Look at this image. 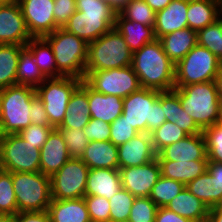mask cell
<instances>
[{
	"instance_id": "1",
	"label": "cell",
	"mask_w": 222,
	"mask_h": 222,
	"mask_svg": "<svg viewBox=\"0 0 222 222\" xmlns=\"http://www.w3.org/2000/svg\"><path fill=\"white\" fill-rule=\"evenodd\" d=\"M140 86L158 91H170L175 86V64L166 55L159 39L135 51L131 64Z\"/></svg>"
},
{
	"instance_id": "2",
	"label": "cell",
	"mask_w": 222,
	"mask_h": 222,
	"mask_svg": "<svg viewBox=\"0 0 222 222\" xmlns=\"http://www.w3.org/2000/svg\"><path fill=\"white\" fill-rule=\"evenodd\" d=\"M76 7L63 29L87 43L108 33L115 25L117 12L103 0H76Z\"/></svg>"
},
{
	"instance_id": "3",
	"label": "cell",
	"mask_w": 222,
	"mask_h": 222,
	"mask_svg": "<svg viewBox=\"0 0 222 222\" xmlns=\"http://www.w3.org/2000/svg\"><path fill=\"white\" fill-rule=\"evenodd\" d=\"M122 115L138 133H151L167 120L162 109V92L140 87L123 98Z\"/></svg>"
},
{
	"instance_id": "4",
	"label": "cell",
	"mask_w": 222,
	"mask_h": 222,
	"mask_svg": "<svg viewBox=\"0 0 222 222\" xmlns=\"http://www.w3.org/2000/svg\"><path fill=\"white\" fill-rule=\"evenodd\" d=\"M184 111L203 131L215 124L222 103L215 81L174 86Z\"/></svg>"
},
{
	"instance_id": "5",
	"label": "cell",
	"mask_w": 222,
	"mask_h": 222,
	"mask_svg": "<svg viewBox=\"0 0 222 222\" xmlns=\"http://www.w3.org/2000/svg\"><path fill=\"white\" fill-rule=\"evenodd\" d=\"M51 46L58 69V77L85 78L88 43L63 28L43 37Z\"/></svg>"
},
{
	"instance_id": "6",
	"label": "cell",
	"mask_w": 222,
	"mask_h": 222,
	"mask_svg": "<svg viewBox=\"0 0 222 222\" xmlns=\"http://www.w3.org/2000/svg\"><path fill=\"white\" fill-rule=\"evenodd\" d=\"M133 53L123 36L113 27L88 43L85 76L92 71L124 68L132 64Z\"/></svg>"
},
{
	"instance_id": "7",
	"label": "cell",
	"mask_w": 222,
	"mask_h": 222,
	"mask_svg": "<svg viewBox=\"0 0 222 222\" xmlns=\"http://www.w3.org/2000/svg\"><path fill=\"white\" fill-rule=\"evenodd\" d=\"M36 89L14 85L0 89V135L18 134L31 125L30 108Z\"/></svg>"
},
{
	"instance_id": "8",
	"label": "cell",
	"mask_w": 222,
	"mask_h": 222,
	"mask_svg": "<svg viewBox=\"0 0 222 222\" xmlns=\"http://www.w3.org/2000/svg\"><path fill=\"white\" fill-rule=\"evenodd\" d=\"M18 212L46 211L52 201L50 177L41 172H12Z\"/></svg>"
},
{
	"instance_id": "9",
	"label": "cell",
	"mask_w": 222,
	"mask_h": 222,
	"mask_svg": "<svg viewBox=\"0 0 222 222\" xmlns=\"http://www.w3.org/2000/svg\"><path fill=\"white\" fill-rule=\"evenodd\" d=\"M221 63L207 48L197 44L175 65V86L215 81Z\"/></svg>"
},
{
	"instance_id": "10",
	"label": "cell",
	"mask_w": 222,
	"mask_h": 222,
	"mask_svg": "<svg viewBox=\"0 0 222 222\" xmlns=\"http://www.w3.org/2000/svg\"><path fill=\"white\" fill-rule=\"evenodd\" d=\"M81 82L75 77H51L36 88V94L42 100L53 128L57 129L61 125L70 97Z\"/></svg>"
},
{
	"instance_id": "11",
	"label": "cell",
	"mask_w": 222,
	"mask_h": 222,
	"mask_svg": "<svg viewBox=\"0 0 222 222\" xmlns=\"http://www.w3.org/2000/svg\"><path fill=\"white\" fill-rule=\"evenodd\" d=\"M3 170L8 172H40V149L19 134L0 136Z\"/></svg>"
},
{
	"instance_id": "12",
	"label": "cell",
	"mask_w": 222,
	"mask_h": 222,
	"mask_svg": "<svg viewBox=\"0 0 222 222\" xmlns=\"http://www.w3.org/2000/svg\"><path fill=\"white\" fill-rule=\"evenodd\" d=\"M89 167L80 159L71 157L50 177L52 199L69 200L85 196Z\"/></svg>"
},
{
	"instance_id": "13",
	"label": "cell",
	"mask_w": 222,
	"mask_h": 222,
	"mask_svg": "<svg viewBox=\"0 0 222 222\" xmlns=\"http://www.w3.org/2000/svg\"><path fill=\"white\" fill-rule=\"evenodd\" d=\"M84 81L95 91L104 95L126 98L141 86L132 66L89 72Z\"/></svg>"
},
{
	"instance_id": "14",
	"label": "cell",
	"mask_w": 222,
	"mask_h": 222,
	"mask_svg": "<svg viewBox=\"0 0 222 222\" xmlns=\"http://www.w3.org/2000/svg\"><path fill=\"white\" fill-rule=\"evenodd\" d=\"M22 15L32 38H43L57 28L54 18V0H18Z\"/></svg>"
},
{
	"instance_id": "15",
	"label": "cell",
	"mask_w": 222,
	"mask_h": 222,
	"mask_svg": "<svg viewBox=\"0 0 222 222\" xmlns=\"http://www.w3.org/2000/svg\"><path fill=\"white\" fill-rule=\"evenodd\" d=\"M32 39L17 1L0 3V44L26 46Z\"/></svg>"
},
{
	"instance_id": "16",
	"label": "cell",
	"mask_w": 222,
	"mask_h": 222,
	"mask_svg": "<svg viewBox=\"0 0 222 222\" xmlns=\"http://www.w3.org/2000/svg\"><path fill=\"white\" fill-rule=\"evenodd\" d=\"M122 188L135 197H149L152 187L161 176L158 159L141 166L119 168Z\"/></svg>"
},
{
	"instance_id": "17",
	"label": "cell",
	"mask_w": 222,
	"mask_h": 222,
	"mask_svg": "<svg viewBox=\"0 0 222 222\" xmlns=\"http://www.w3.org/2000/svg\"><path fill=\"white\" fill-rule=\"evenodd\" d=\"M117 149L119 168L141 166L157 158L149 133H138Z\"/></svg>"
},
{
	"instance_id": "18",
	"label": "cell",
	"mask_w": 222,
	"mask_h": 222,
	"mask_svg": "<svg viewBox=\"0 0 222 222\" xmlns=\"http://www.w3.org/2000/svg\"><path fill=\"white\" fill-rule=\"evenodd\" d=\"M158 160L191 161L208 160L203 133L187 135L157 153Z\"/></svg>"
},
{
	"instance_id": "19",
	"label": "cell",
	"mask_w": 222,
	"mask_h": 222,
	"mask_svg": "<svg viewBox=\"0 0 222 222\" xmlns=\"http://www.w3.org/2000/svg\"><path fill=\"white\" fill-rule=\"evenodd\" d=\"M71 158L65 140L58 129H53L40 148V172L51 177Z\"/></svg>"
},
{
	"instance_id": "20",
	"label": "cell",
	"mask_w": 222,
	"mask_h": 222,
	"mask_svg": "<svg viewBox=\"0 0 222 222\" xmlns=\"http://www.w3.org/2000/svg\"><path fill=\"white\" fill-rule=\"evenodd\" d=\"M188 0H172L161 11L156 12L154 31L157 39L188 27Z\"/></svg>"
},
{
	"instance_id": "21",
	"label": "cell",
	"mask_w": 222,
	"mask_h": 222,
	"mask_svg": "<svg viewBox=\"0 0 222 222\" xmlns=\"http://www.w3.org/2000/svg\"><path fill=\"white\" fill-rule=\"evenodd\" d=\"M90 120L87 83L82 80L70 97L64 120L57 129H83Z\"/></svg>"
},
{
	"instance_id": "22",
	"label": "cell",
	"mask_w": 222,
	"mask_h": 222,
	"mask_svg": "<svg viewBox=\"0 0 222 222\" xmlns=\"http://www.w3.org/2000/svg\"><path fill=\"white\" fill-rule=\"evenodd\" d=\"M121 188L119 169H89L85 195L102 196L109 200Z\"/></svg>"
},
{
	"instance_id": "23",
	"label": "cell",
	"mask_w": 222,
	"mask_h": 222,
	"mask_svg": "<svg viewBox=\"0 0 222 222\" xmlns=\"http://www.w3.org/2000/svg\"><path fill=\"white\" fill-rule=\"evenodd\" d=\"M90 118L112 123L123 111V98L115 95H104L87 84Z\"/></svg>"
},
{
	"instance_id": "24",
	"label": "cell",
	"mask_w": 222,
	"mask_h": 222,
	"mask_svg": "<svg viewBox=\"0 0 222 222\" xmlns=\"http://www.w3.org/2000/svg\"><path fill=\"white\" fill-rule=\"evenodd\" d=\"M114 28L123 36L132 53L157 39L154 27L125 19L119 12L115 16Z\"/></svg>"
},
{
	"instance_id": "25",
	"label": "cell",
	"mask_w": 222,
	"mask_h": 222,
	"mask_svg": "<svg viewBox=\"0 0 222 222\" xmlns=\"http://www.w3.org/2000/svg\"><path fill=\"white\" fill-rule=\"evenodd\" d=\"M80 159L89 169H119L118 149L111 141H91Z\"/></svg>"
},
{
	"instance_id": "26",
	"label": "cell",
	"mask_w": 222,
	"mask_h": 222,
	"mask_svg": "<svg viewBox=\"0 0 222 222\" xmlns=\"http://www.w3.org/2000/svg\"><path fill=\"white\" fill-rule=\"evenodd\" d=\"M50 222H91L84 197L78 199H52L48 206Z\"/></svg>"
},
{
	"instance_id": "27",
	"label": "cell",
	"mask_w": 222,
	"mask_h": 222,
	"mask_svg": "<svg viewBox=\"0 0 222 222\" xmlns=\"http://www.w3.org/2000/svg\"><path fill=\"white\" fill-rule=\"evenodd\" d=\"M165 207L193 222H206L209 214L208 206L192 194L186 187Z\"/></svg>"
},
{
	"instance_id": "28",
	"label": "cell",
	"mask_w": 222,
	"mask_h": 222,
	"mask_svg": "<svg viewBox=\"0 0 222 222\" xmlns=\"http://www.w3.org/2000/svg\"><path fill=\"white\" fill-rule=\"evenodd\" d=\"M159 40L164 52L175 65L198 44L197 32L189 27L166 34Z\"/></svg>"
},
{
	"instance_id": "29",
	"label": "cell",
	"mask_w": 222,
	"mask_h": 222,
	"mask_svg": "<svg viewBox=\"0 0 222 222\" xmlns=\"http://www.w3.org/2000/svg\"><path fill=\"white\" fill-rule=\"evenodd\" d=\"M161 175L183 183L185 186L207 170L208 160L170 161L158 160Z\"/></svg>"
},
{
	"instance_id": "30",
	"label": "cell",
	"mask_w": 222,
	"mask_h": 222,
	"mask_svg": "<svg viewBox=\"0 0 222 222\" xmlns=\"http://www.w3.org/2000/svg\"><path fill=\"white\" fill-rule=\"evenodd\" d=\"M220 18L219 0H188V27L196 32Z\"/></svg>"
},
{
	"instance_id": "31",
	"label": "cell",
	"mask_w": 222,
	"mask_h": 222,
	"mask_svg": "<svg viewBox=\"0 0 222 222\" xmlns=\"http://www.w3.org/2000/svg\"><path fill=\"white\" fill-rule=\"evenodd\" d=\"M185 187L205 203L209 209L222 204V189L216 178L210 175L207 170Z\"/></svg>"
},
{
	"instance_id": "32",
	"label": "cell",
	"mask_w": 222,
	"mask_h": 222,
	"mask_svg": "<svg viewBox=\"0 0 222 222\" xmlns=\"http://www.w3.org/2000/svg\"><path fill=\"white\" fill-rule=\"evenodd\" d=\"M25 46L0 44V89L16 85L19 54Z\"/></svg>"
},
{
	"instance_id": "33",
	"label": "cell",
	"mask_w": 222,
	"mask_h": 222,
	"mask_svg": "<svg viewBox=\"0 0 222 222\" xmlns=\"http://www.w3.org/2000/svg\"><path fill=\"white\" fill-rule=\"evenodd\" d=\"M25 47L32 53L36 65L46 78L58 77L54 53L44 38H32Z\"/></svg>"
},
{
	"instance_id": "34",
	"label": "cell",
	"mask_w": 222,
	"mask_h": 222,
	"mask_svg": "<svg viewBox=\"0 0 222 222\" xmlns=\"http://www.w3.org/2000/svg\"><path fill=\"white\" fill-rule=\"evenodd\" d=\"M45 79L46 77L36 65L32 53L24 47L19 54L16 85L30 86L36 89Z\"/></svg>"
},
{
	"instance_id": "35",
	"label": "cell",
	"mask_w": 222,
	"mask_h": 222,
	"mask_svg": "<svg viewBox=\"0 0 222 222\" xmlns=\"http://www.w3.org/2000/svg\"><path fill=\"white\" fill-rule=\"evenodd\" d=\"M222 17L197 32L198 45L207 48L222 62Z\"/></svg>"
},
{
	"instance_id": "36",
	"label": "cell",
	"mask_w": 222,
	"mask_h": 222,
	"mask_svg": "<svg viewBox=\"0 0 222 222\" xmlns=\"http://www.w3.org/2000/svg\"><path fill=\"white\" fill-rule=\"evenodd\" d=\"M183 188H185L183 183L161 175L157 183L152 187L149 198L158 207H165Z\"/></svg>"
},
{
	"instance_id": "37",
	"label": "cell",
	"mask_w": 222,
	"mask_h": 222,
	"mask_svg": "<svg viewBox=\"0 0 222 222\" xmlns=\"http://www.w3.org/2000/svg\"><path fill=\"white\" fill-rule=\"evenodd\" d=\"M125 19L154 27L156 12L145 0H129L119 12Z\"/></svg>"
},
{
	"instance_id": "38",
	"label": "cell",
	"mask_w": 222,
	"mask_h": 222,
	"mask_svg": "<svg viewBox=\"0 0 222 222\" xmlns=\"http://www.w3.org/2000/svg\"><path fill=\"white\" fill-rule=\"evenodd\" d=\"M150 135L154 150L158 153L164 147L185 138L188 134L175 123L166 121L159 128L152 131Z\"/></svg>"
},
{
	"instance_id": "39",
	"label": "cell",
	"mask_w": 222,
	"mask_h": 222,
	"mask_svg": "<svg viewBox=\"0 0 222 222\" xmlns=\"http://www.w3.org/2000/svg\"><path fill=\"white\" fill-rule=\"evenodd\" d=\"M18 212L13 188L12 172H0V214L15 215Z\"/></svg>"
},
{
	"instance_id": "40",
	"label": "cell",
	"mask_w": 222,
	"mask_h": 222,
	"mask_svg": "<svg viewBox=\"0 0 222 222\" xmlns=\"http://www.w3.org/2000/svg\"><path fill=\"white\" fill-rule=\"evenodd\" d=\"M135 198V196L123 188L114 194L109 199L110 222L127 220L129 218L130 210Z\"/></svg>"
},
{
	"instance_id": "41",
	"label": "cell",
	"mask_w": 222,
	"mask_h": 222,
	"mask_svg": "<svg viewBox=\"0 0 222 222\" xmlns=\"http://www.w3.org/2000/svg\"><path fill=\"white\" fill-rule=\"evenodd\" d=\"M208 161L222 163V126L215 123L202 131Z\"/></svg>"
},
{
	"instance_id": "42",
	"label": "cell",
	"mask_w": 222,
	"mask_h": 222,
	"mask_svg": "<svg viewBox=\"0 0 222 222\" xmlns=\"http://www.w3.org/2000/svg\"><path fill=\"white\" fill-rule=\"evenodd\" d=\"M158 208L149 197H136L128 220L131 222H154Z\"/></svg>"
},
{
	"instance_id": "43",
	"label": "cell",
	"mask_w": 222,
	"mask_h": 222,
	"mask_svg": "<svg viewBox=\"0 0 222 222\" xmlns=\"http://www.w3.org/2000/svg\"><path fill=\"white\" fill-rule=\"evenodd\" d=\"M67 146L71 157L80 158L87 147L89 141L83 129H58Z\"/></svg>"
},
{
	"instance_id": "44",
	"label": "cell",
	"mask_w": 222,
	"mask_h": 222,
	"mask_svg": "<svg viewBox=\"0 0 222 222\" xmlns=\"http://www.w3.org/2000/svg\"><path fill=\"white\" fill-rule=\"evenodd\" d=\"M91 222H110V202L102 196L85 195Z\"/></svg>"
},
{
	"instance_id": "45",
	"label": "cell",
	"mask_w": 222,
	"mask_h": 222,
	"mask_svg": "<svg viewBox=\"0 0 222 222\" xmlns=\"http://www.w3.org/2000/svg\"><path fill=\"white\" fill-rule=\"evenodd\" d=\"M137 134L138 132L131 126L123 115L119 116L110 124V141L116 146L128 142Z\"/></svg>"
},
{
	"instance_id": "46",
	"label": "cell",
	"mask_w": 222,
	"mask_h": 222,
	"mask_svg": "<svg viewBox=\"0 0 222 222\" xmlns=\"http://www.w3.org/2000/svg\"><path fill=\"white\" fill-rule=\"evenodd\" d=\"M54 128L52 126H39L31 124L18 134L36 148H41L47 140L48 135Z\"/></svg>"
},
{
	"instance_id": "47",
	"label": "cell",
	"mask_w": 222,
	"mask_h": 222,
	"mask_svg": "<svg viewBox=\"0 0 222 222\" xmlns=\"http://www.w3.org/2000/svg\"><path fill=\"white\" fill-rule=\"evenodd\" d=\"M89 142L110 141V123L90 118L89 123L83 128Z\"/></svg>"
},
{
	"instance_id": "48",
	"label": "cell",
	"mask_w": 222,
	"mask_h": 222,
	"mask_svg": "<svg viewBox=\"0 0 222 222\" xmlns=\"http://www.w3.org/2000/svg\"><path fill=\"white\" fill-rule=\"evenodd\" d=\"M162 109L166 120L178 126L179 96L174 90L162 91Z\"/></svg>"
},
{
	"instance_id": "49",
	"label": "cell",
	"mask_w": 222,
	"mask_h": 222,
	"mask_svg": "<svg viewBox=\"0 0 222 222\" xmlns=\"http://www.w3.org/2000/svg\"><path fill=\"white\" fill-rule=\"evenodd\" d=\"M76 11V0H54L53 13L55 23L60 28H63Z\"/></svg>"
},
{
	"instance_id": "50",
	"label": "cell",
	"mask_w": 222,
	"mask_h": 222,
	"mask_svg": "<svg viewBox=\"0 0 222 222\" xmlns=\"http://www.w3.org/2000/svg\"><path fill=\"white\" fill-rule=\"evenodd\" d=\"M29 111L31 114V124L39 126H51L48 115L44 108V104L42 100L37 96V94H35L32 99V105Z\"/></svg>"
},
{
	"instance_id": "51",
	"label": "cell",
	"mask_w": 222,
	"mask_h": 222,
	"mask_svg": "<svg viewBox=\"0 0 222 222\" xmlns=\"http://www.w3.org/2000/svg\"><path fill=\"white\" fill-rule=\"evenodd\" d=\"M178 126L188 135L200 134L202 130L197 126L195 121L184 111L179 99V116Z\"/></svg>"
},
{
	"instance_id": "52",
	"label": "cell",
	"mask_w": 222,
	"mask_h": 222,
	"mask_svg": "<svg viewBox=\"0 0 222 222\" xmlns=\"http://www.w3.org/2000/svg\"><path fill=\"white\" fill-rule=\"evenodd\" d=\"M14 222H50L48 211H23L14 215Z\"/></svg>"
},
{
	"instance_id": "53",
	"label": "cell",
	"mask_w": 222,
	"mask_h": 222,
	"mask_svg": "<svg viewBox=\"0 0 222 222\" xmlns=\"http://www.w3.org/2000/svg\"><path fill=\"white\" fill-rule=\"evenodd\" d=\"M154 222H193V221L184 218L173 211L168 210L166 207H159Z\"/></svg>"
},
{
	"instance_id": "54",
	"label": "cell",
	"mask_w": 222,
	"mask_h": 222,
	"mask_svg": "<svg viewBox=\"0 0 222 222\" xmlns=\"http://www.w3.org/2000/svg\"><path fill=\"white\" fill-rule=\"evenodd\" d=\"M207 171L214 176L222 189V163L216 161H208Z\"/></svg>"
},
{
	"instance_id": "55",
	"label": "cell",
	"mask_w": 222,
	"mask_h": 222,
	"mask_svg": "<svg viewBox=\"0 0 222 222\" xmlns=\"http://www.w3.org/2000/svg\"><path fill=\"white\" fill-rule=\"evenodd\" d=\"M206 222H222V204L209 209Z\"/></svg>"
},
{
	"instance_id": "56",
	"label": "cell",
	"mask_w": 222,
	"mask_h": 222,
	"mask_svg": "<svg viewBox=\"0 0 222 222\" xmlns=\"http://www.w3.org/2000/svg\"><path fill=\"white\" fill-rule=\"evenodd\" d=\"M145 1L153 11L158 12L166 8L171 3L172 0H145Z\"/></svg>"
},
{
	"instance_id": "57",
	"label": "cell",
	"mask_w": 222,
	"mask_h": 222,
	"mask_svg": "<svg viewBox=\"0 0 222 222\" xmlns=\"http://www.w3.org/2000/svg\"><path fill=\"white\" fill-rule=\"evenodd\" d=\"M108 3L117 13L127 4L129 0H103Z\"/></svg>"
},
{
	"instance_id": "58",
	"label": "cell",
	"mask_w": 222,
	"mask_h": 222,
	"mask_svg": "<svg viewBox=\"0 0 222 222\" xmlns=\"http://www.w3.org/2000/svg\"><path fill=\"white\" fill-rule=\"evenodd\" d=\"M215 83L219 93V97L222 100V63L220 65L218 73L216 74Z\"/></svg>"
},
{
	"instance_id": "59",
	"label": "cell",
	"mask_w": 222,
	"mask_h": 222,
	"mask_svg": "<svg viewBox=\"0 0 222 222\" xmlns=\"http://www.w3.org/2000/svg\"><path fill=\"white\" fill-rule=\"evenodd\" d=\"M0 222H14V215H0Z\"/></svg>"
},
{
	"instance_id": "60",
	"label": "cell",
	"mask_w": 222,
	"mask_h": 222,
	"mask_svg": "<svg viewBox=\"0 0 222 222\" xmlns=\"http://www.w3.org/2000/svg\"><path fill=\"white\" fill-rule=\"evenodd\" d=\"M216 123L222 126V103L219 107L218 119Z\"/></svg>"
},
{
	"instance_id": "61",
	"label": "cell",
	"mask_w": 222,
	"mask_h": 222,
	"mask_svg": "<svg viewBox=\"0 0 222 222\" xmlns=\"http://www.w3.org/2000/svg\"><path fill=\"white\" fill-rule=\"evenodd\" d=\"M220 17L222 16V0H219Z\"/></svg>"
},
{
	"instance_id": "62",
	"label": "cell",
	"mask_w": 222,
	"mask_h": 222,
	"mask_svg": "<svg viewBox=\"0 0 222 222\" xmlns=\"http://www.w3.org/2000/svg\"><path fill=\"white\" fill-rule=\"evenodd\" d=\"M3 170L2 164H1V153H0V172Z\"/></svg>"
},
{
	"instance_id": "63",
	"label": "cell",
	"mask_w": 222,
	"mask_h": 222,
	"mask_svg": "<svg viewBox=\"0 0 222 222\" xmlns=\"http://www.w3.org/2000/svg\"><path fill=\"white\" fill-rule=\"evenodd\" d=\"M113 222H131L128 219L127 220H120V221H113Z\"/></svg>"
}]
</instances>
